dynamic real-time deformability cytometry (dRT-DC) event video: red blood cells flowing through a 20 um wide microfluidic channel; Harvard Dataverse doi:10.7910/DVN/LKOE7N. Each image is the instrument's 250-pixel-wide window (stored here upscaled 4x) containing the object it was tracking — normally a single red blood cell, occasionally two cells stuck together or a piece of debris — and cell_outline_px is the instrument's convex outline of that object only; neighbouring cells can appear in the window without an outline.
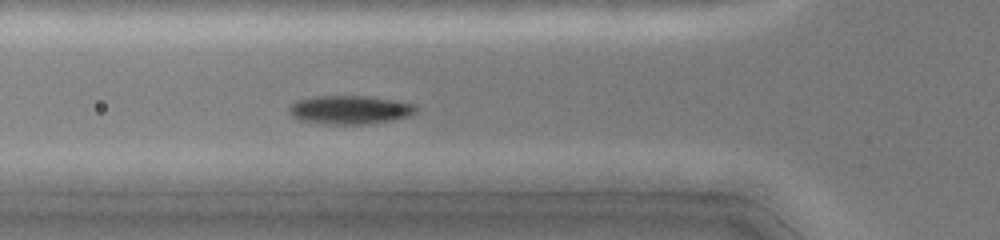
{"species": "common noctule bat (a hibernating species)", "species_latin": "Nyctalus noctula", "temperature_condition": "cold", "stored_images_in_passage": 23, "camera_frame_rate_fps": 3000, "um_per_image_px": 0.085, "animal": {"sex": "female", "body_mass_g": 19.0, "forearm_length_mm": 51.5}, "frame": {"image": 1, "passage_image": 16, "time_ms": 5.0, "image_size_px": [1000, 240], "cell_outline_px": [[416, 112], [408, 116], [368, 124], [332, 124], [300, 120], [292, 116], [288, 112], [288, 104], [296, 100], [316, 96], [364, 96], [396, 100], [416, 104]], "centroid_in_image_um": [29.7, 9.32], "position_along_channel_um": 96.1, "area_um2": 21.1}}
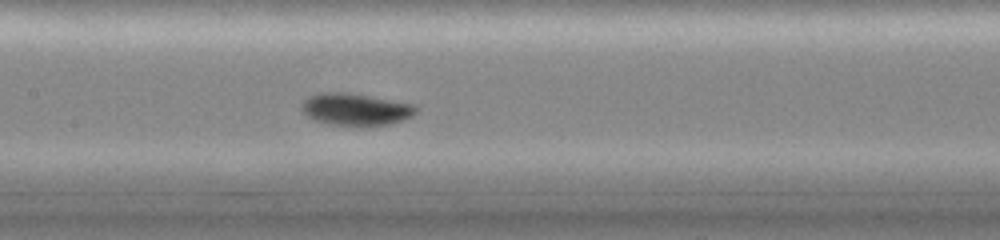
{"frame": {"image": 2, "passage_image": 22, "time_ms": 7.0, "image_size_px": [1000, 240], "cell_outline_px": [[416, 112], [412, 116], [404, 120], [388, 124], [328, 124], [316, 120], [308, 116], [300, 108], [300, 104], [308, 96], [320, 92], [348, 92], [416, 104]], "centroid_in_image_um": [30.21, 9.25], "position_along_channel_um": 177.2, "area_um2": 21.15}}